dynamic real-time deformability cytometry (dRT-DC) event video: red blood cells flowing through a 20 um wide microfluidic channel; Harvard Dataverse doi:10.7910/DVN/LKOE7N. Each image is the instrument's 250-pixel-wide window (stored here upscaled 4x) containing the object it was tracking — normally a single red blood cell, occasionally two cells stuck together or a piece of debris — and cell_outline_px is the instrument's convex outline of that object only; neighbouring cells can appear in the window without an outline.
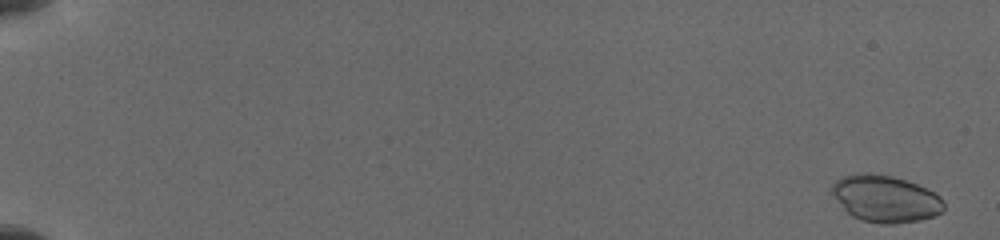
{"species": "common noctule bat (a hibernating species)", "species_latin": "Nyctalus noctula", "temperature_condition": "cold", "stored_images_in_passage": 11, "camera_frame_rate_fps": 3000, "um_per_image_px": 0.085, "animal": {"sex": "female", "body_mass_g": 19.5, "forearm_length_mm": 54.1}, "frame": {"image": 1, "passage_image": 1, "time_ms": 0.0, "image_size_px": [1000, 240], "cell_outline_px": [[944, 208], [940, 212], [932, 216], [916, 220], [888, 224], [864, 220], [852, 216], [844, 208], [832, 192], [832, 184], [836, 180], [844, 176], [868, 172], [892, 176], [928, 188], [936, 192], [944, 200]], "centroid_in_image_um": [75.29, 16.87], "position_along_channel_um": 9.7, "area_um2": 30.0}}
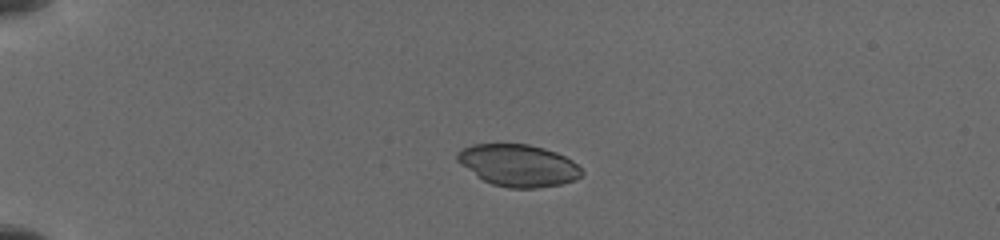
{"frame": {"image": 2, "passage_image": 6, "time_ms": 4.333, "image_size_px": [1000, 240], "cell_outline_px": [[584, 172], [580, 176], [572, 180], [560, 184], [532, 188], [512, 188], [492, 184], [484, 180], [456, 160], [456, 152], [472, 144], [528, 144], [544, 148], [556, 152], [572, 160]], "centroid_in_image_um": [44.05, 14.04], "position_along_channel_um": 40.9, "area_um2": 30.0}}